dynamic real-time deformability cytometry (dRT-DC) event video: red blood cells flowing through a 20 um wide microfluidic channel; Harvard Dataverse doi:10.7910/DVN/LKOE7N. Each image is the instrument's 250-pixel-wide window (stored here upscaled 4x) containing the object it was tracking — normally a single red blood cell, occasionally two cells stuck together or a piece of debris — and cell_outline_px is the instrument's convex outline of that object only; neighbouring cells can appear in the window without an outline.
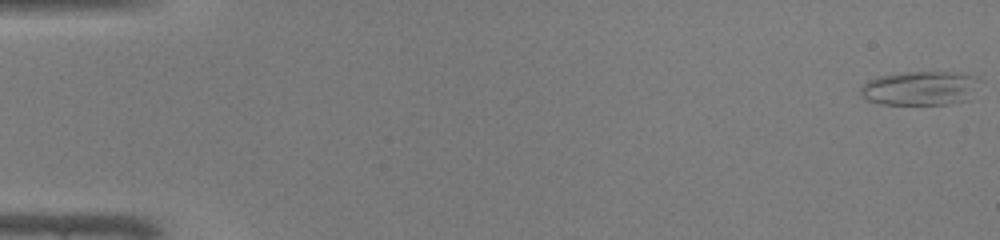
{"species": "common noctule bat (a hibernating species)", "species_latin": "Nyctalus noctula", "temperature_condition": "warm", "stored_images_in_passage": 48, "camera_frame_rate_fps": 3000, "um_per_image_px": 0.085, "animal": {"sex": "male", "body_mass_g": 19.0, "forearm_length_mm": 50.8}, "frame": {"image": 1, "passage_image": 1, "time_ms": 0.0, "image_size_px": [1000, 240], "cell_outline_px": [[980, 80], [972, 100], [948, 104], [880, 104], [868, 100], [860, 92], [860, 88], [868, 80], [876, 76], [908, 72], [960, 72], [976, 76]], "centroid_in_image_um": [78.28, 7.5], "position_along_channel_um": 6.7, "area_um2": 24.04}}
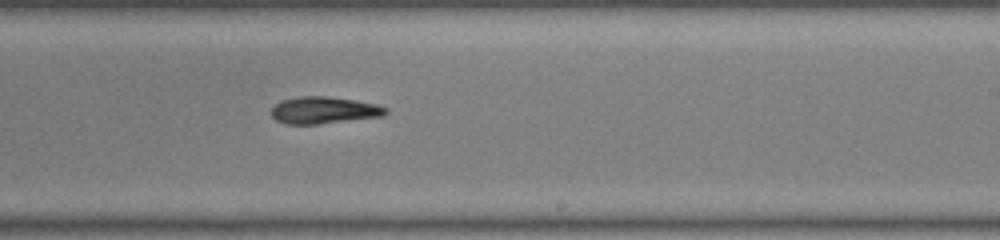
{"frame": {"image": 2, "passage_image": 30, "time_ms": 9.667, "image_size_px": [1000, 240], "cell_outline_px": [[388, 112], [384, 116], [316, 124], [284, 124], [276, 120], [268, 112], [280, 100], [300, 96], [324, 96], [356, 100], [376, 104], [388, 108]], "centroid_in_image_um": [27.51, 9.37], "position_along_channel_um": 261.5, "area_um2": 18.09}}
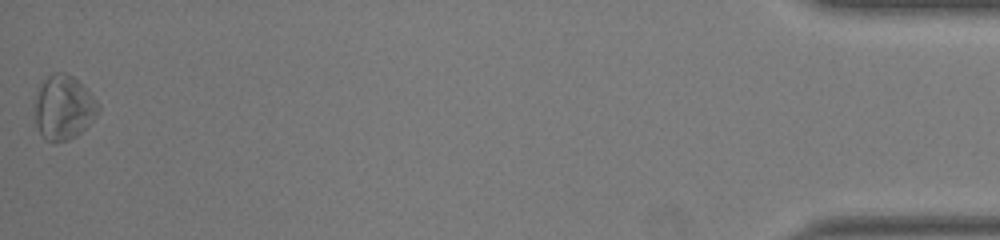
{"frame": {"image": 3, "passage_image": 48, "time_ms": 15.667, "image_size_px": [1000, 240], "cell_outline_px": [[100, 108], [96, 116], [76, 136], [68, 140], [56, 144], [52, 144], [44, 140], [36, 124], [32, 104], [32, 100], [36, 88], [52, 72], [64, 72], [72, 76], [96, 100]], "centroid_in_image_um": [5.31, 9.16], "position_along_channel_um": 429.9, "area_um2": 24.28}, "authors_computed_cell_mechanics": {"area_um2": 19.7676, "velocity_mm_per_s": 4.3098, "shape_relaxation_time_tau1_ms": 8.9692, "shape_relaxation_time_tau2_ms": null, "deformation_change_tau1": 0.2161, "deformation_change_tau2": null}}